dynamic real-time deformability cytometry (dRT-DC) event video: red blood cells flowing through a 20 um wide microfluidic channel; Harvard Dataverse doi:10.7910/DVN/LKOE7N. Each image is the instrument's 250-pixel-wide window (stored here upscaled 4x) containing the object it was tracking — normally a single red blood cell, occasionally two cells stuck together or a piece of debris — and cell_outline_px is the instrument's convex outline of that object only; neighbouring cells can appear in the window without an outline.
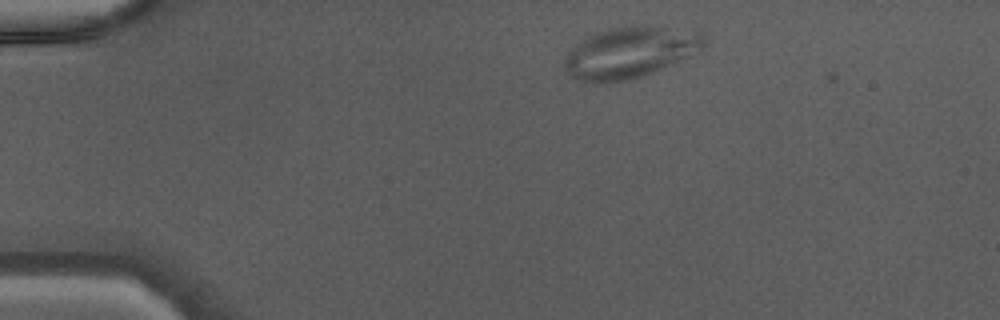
{"species": "Egyptian fruit bat (a non-hibernating species)", "species_latin": "Rousettus aegyptiacus", "temperature_condition": "warm", "stored_images_in_passage": 38, "camera_frame_rate_fps": 3000, "um_per_image_px": 0.085, "animal": {"sex": "male"}, "frame": {"image": 1, "passage_image": 1, "time_ms": 0.0, "image_size_px": [1000, 320], "cell_outline_px": [[704, 48], [652, 72], [628, 80], [604, 84], [596, 84], [576, 80], [572, 76], [564, 64], [564, 56], [580, 40], [596, 32], [624, 24], [700, 32], [704, 40]], "centroid_in_image_um": [53.45, 4.47], "position_along_channel_um": 31.6, "area_um2": 41.15}}
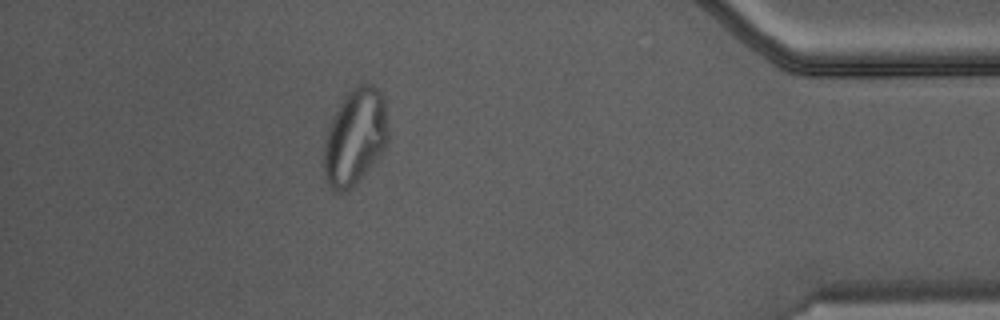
{"frame": {"image": 2, "passage_image": 33, "time_ms": 10.667, "image_size_px": [1000, 320], "cell_outline_px": [[388, 144], [376, 160], [356, 184], [344, 192], [336, 192], [328, 184], [324, 176], [324, 140], [332, 116], [344, 96], [356, 84], [372, 84], [384, 96], [388, 132]], "centroid_in_image_um": [30.18, 11.63], "position_along_channel_um": 405.0, "area_um2": 36.3}}